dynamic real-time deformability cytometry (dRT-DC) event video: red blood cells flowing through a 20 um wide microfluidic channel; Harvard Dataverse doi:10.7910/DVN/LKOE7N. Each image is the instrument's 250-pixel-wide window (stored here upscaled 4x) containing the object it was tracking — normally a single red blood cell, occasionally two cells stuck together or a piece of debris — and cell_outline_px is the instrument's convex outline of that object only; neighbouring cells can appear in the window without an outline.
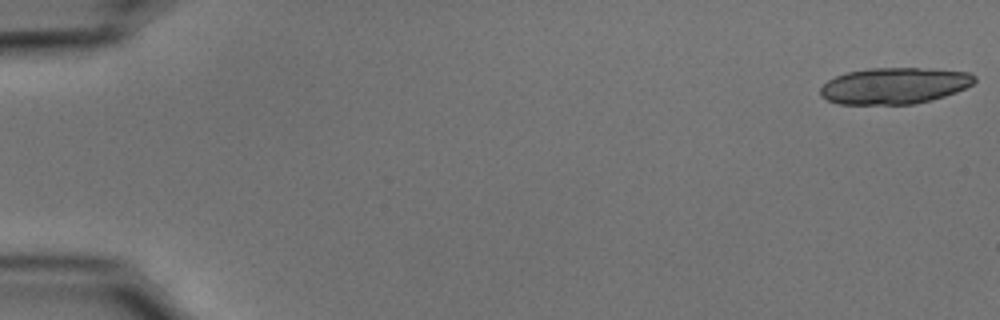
{"species": "common noctule bat (a hibernating species)", "species_latin": "Nyctalus noctula", "temperature_condition": "cold", "stored_images_in_passage": 9, "camera_frame_rate_fps": 3000, "um_per_image_px": 0.085, "animal": {"sex": "male", "body_mass_g": 15.6}, "frame": {"image": 1, "passage_image": 1, "time_ms": 0.0, "image_size_px": [1000, 320], "cell_outline_px": [[976, 80], [972, 84], [956, 92], [932, 100], [916, 104], [840, 104], [828, 100], [820, 96], [820, 88], [828, 80], [836, 76], [848, 72], [868, 68], [920, 68], [968, 72], [976, 76]], "centroid_in_image_um": [76.01, 7.29], "position_along_channel_um": 9.0, "area_um2": 32.6}}